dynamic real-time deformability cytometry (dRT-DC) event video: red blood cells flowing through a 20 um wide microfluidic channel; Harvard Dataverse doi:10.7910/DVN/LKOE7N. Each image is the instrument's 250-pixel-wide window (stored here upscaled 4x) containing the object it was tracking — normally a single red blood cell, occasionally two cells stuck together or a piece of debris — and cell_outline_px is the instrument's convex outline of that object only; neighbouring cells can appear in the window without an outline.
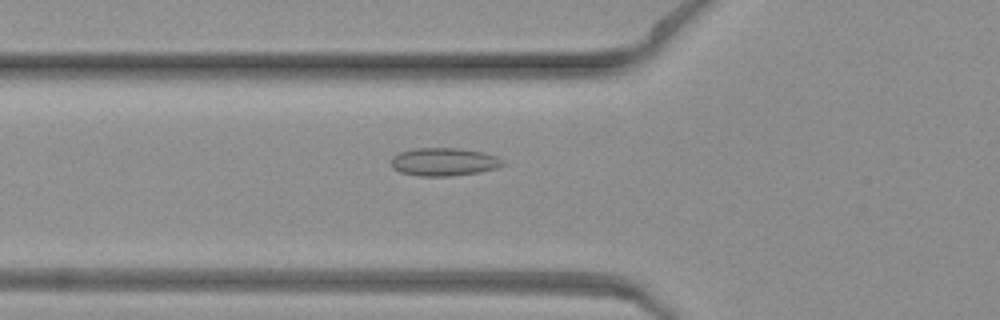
{"species": "common noctule bat (a hibernating species)", "species_latin": "Nyctalus noctula", "temperature_condition": "warm", "stored_images_in_passage": 30, "camera_frame_rate_fps": 3000, "um_per_image_px": 0.085, "animal": {"sex": "female", "body_mass_g": 19.3, "forearm_length_mm": 54.1}, "frame": {"image": 1, "passage_image": 2, "time_ms": 0.333, "image_size_px": [1000, 320], "cell_outline_px": [[504, 164], [496, 168], [480, 172], [448, 176], [420, 176], [400, 172], [392, 168], [392, 156], [400, 152], [412, 148], [460, 148], [484, 152], [496, 156], [504, 160]], "centroid_in_image_um": [37.73, 13.75], "position_along_channel_um": 88.1, "area_um2": 18.32}}
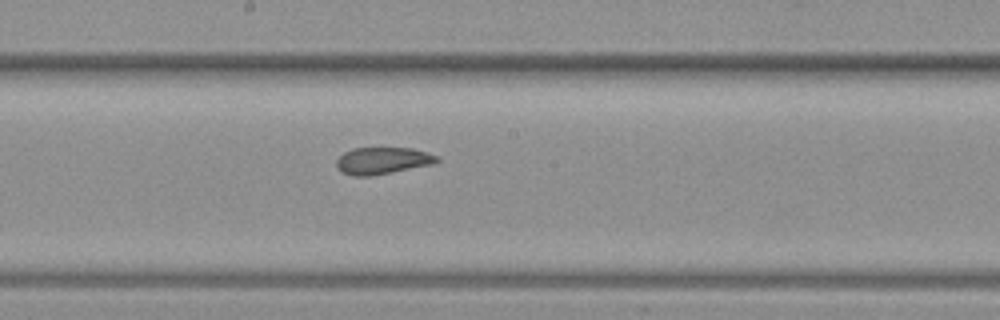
{"frame": {"image": 2, "passage_image": 11, "time_ms": 3.333, "image_size_px": [1000, 320], "cell_outline_px": [[440, 160], [432, 164], [372, 176], [352, 176], [340, 172], [336, 168], [336, 160], [344, 152], [352, 148], [412, 148], [436, 156]], "centroid_in_image_um": [32.44, 13.67], "position_along_channel_um": 215.8, "area_um2": 15.72}}
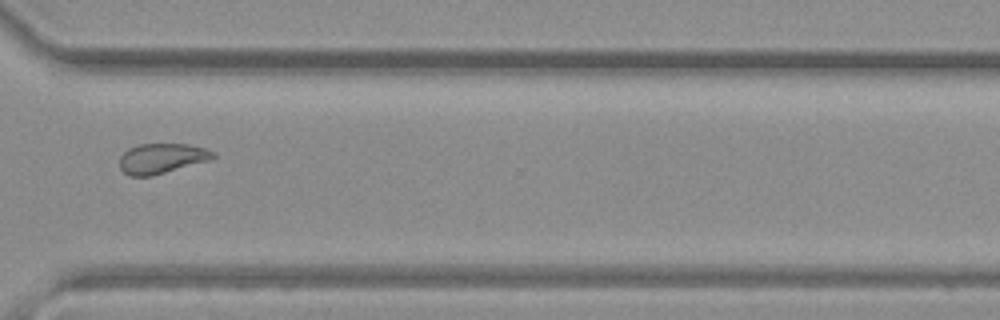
{"frame": {"image": 3, "passage_image": 21, "time_ms": 6.667, "image_size_px": [1000, 320], "cell_outline_px": [[216, 156], [212, 160], [152, 176], [132, 176], [124, 172], [120, 168], [120, 156], [128, 148], [140, 144], [188, 144], [204, 148], [216, 152]], "centroid_in_image_um": [13.78, 13.46], "position_along_channel_um": 356.8, "area_um2": 16.53}}